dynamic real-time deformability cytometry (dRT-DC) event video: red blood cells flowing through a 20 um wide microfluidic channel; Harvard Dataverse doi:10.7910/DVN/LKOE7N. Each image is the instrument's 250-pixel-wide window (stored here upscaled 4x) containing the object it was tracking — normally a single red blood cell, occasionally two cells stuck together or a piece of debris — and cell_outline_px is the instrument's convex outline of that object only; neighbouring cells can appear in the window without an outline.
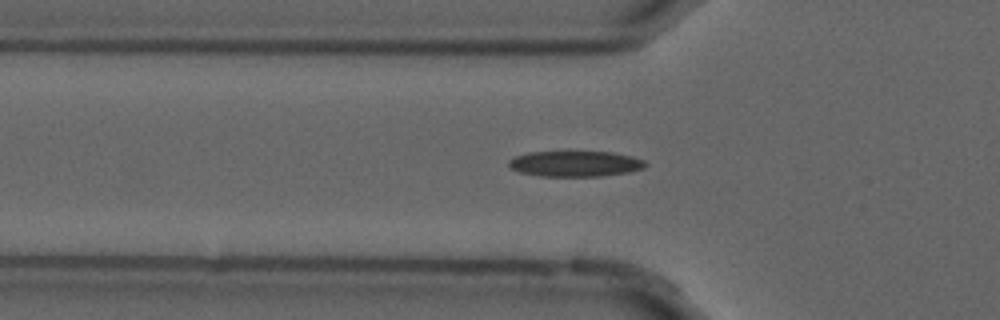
{"species": "common noctule bat (a hibernating species)", "species_latin": "Nyctalus noctula", "temperature_condition": "cold", "stored_images_in_passage": 3, "camera_frame_rate_fps": 3000, "um_per_image_px": 0.085, "animal": {"sex": "male", "forearm_length_mm": 52.5}, "frame": {"image": 1, "passage_image": 2, "time_ms": 0.333, "image_size_px": [1000, 320], "cell_outline_px": [[648, 164], [644, 168], [628, 172], [600, 176], [540, 176], [520, 172], [508, 168], [508, 160], [516, 156], [528, 152], [612, 152], [632, 156], [644, 160]], "centroid_in_image_um": [48.88, 13.92], "position_along_channel_um": 76.9, "area_um2": 20.46}}